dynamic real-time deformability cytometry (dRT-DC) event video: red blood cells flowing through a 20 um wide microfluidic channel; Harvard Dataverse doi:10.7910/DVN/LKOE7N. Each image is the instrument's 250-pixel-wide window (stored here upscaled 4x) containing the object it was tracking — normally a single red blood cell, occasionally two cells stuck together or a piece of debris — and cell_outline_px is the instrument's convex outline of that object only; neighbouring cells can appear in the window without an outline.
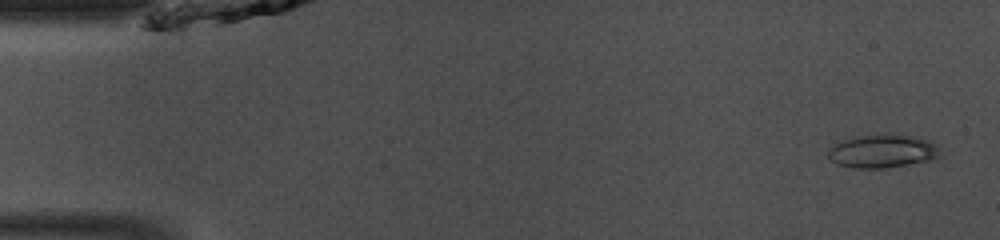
{"species": "common noctule bat (a hibernating species)", "species_latin": "Nyctalus noctula", "temperature_condition": "room temperature", "stored_images_in_passage": 47, "camera_frame_rate_fps": 3000, "um_per_image_px": 0.085, "animal": {"sex": "male", "body_mass_g": 13.0, "forearm_length_mm": 53.1}, "frame": {"image": 1, "passage_image": 2, "time_ms": 0.333, "image_size_px": [1000, 240], "cell_outline_px": [[940, 156], [928, 160], [888, 168], [852, 168], [836, 164], [828, 156], [828, 148], [844, 140], [856, 136], [884, 132], [908, 136], [928, 140], [936, 144]], "centroid_in_image_um": [74.97, 12.84], "position_along_channel_um": 10.0, "area_um2": 21.79}}
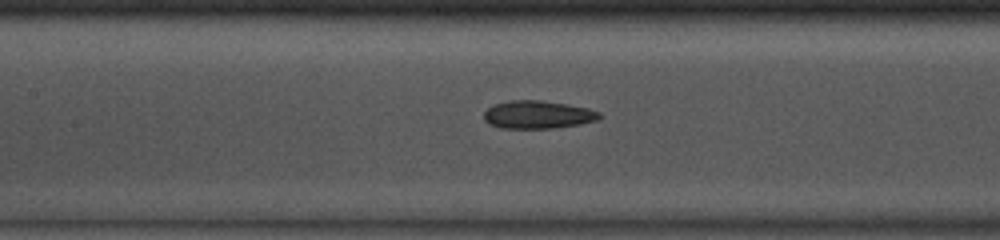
{"frame": {"image": 2, "passage_image": 21, "time_ms": 6.667, "image_size_px": [1000, 240], "cell_outline_px": [[600, 116], [596, 120], [556, 128], [500, 128], [488, 124], [484, 120], [484, 112], [488, 108], [496, 104], [508, 100], [540, 100], [568, 104], [588, 108], [600, 112]], "centroid_in_image_um": [45.67, 9.74], "position_along_channel_um": 161.7, "area_um2": 18.73}}
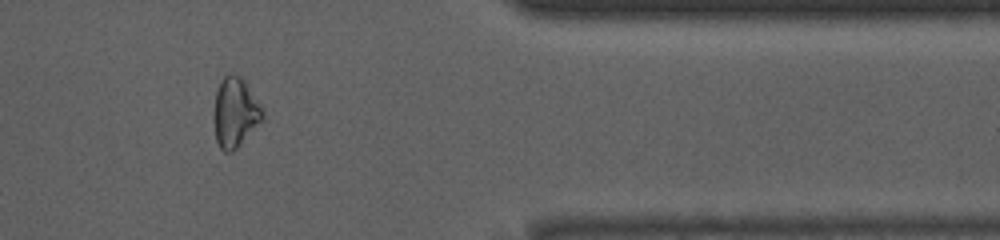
{"frame": {"image": 3, "passage_image": 39, "time_ms": 12.667, "image_size_px": [1000, 240], "cell_outline_px": [[264, 120], [232, 152], [224, 152], [220, 148], [216, 140], [216, 92], [224, 76], [228, 72], [240, 76], [244, 80], [260, 104], [264, 112]], "centroid_in_image_um": [20.04, 9.56], "position_along_channel_um": 391.4, "area_um2": 19.31}, "authors_computed_cell_mechanics": {"area_um2": 19.8832, "velocity_mm_per_s": 4.1667, "shape_relaxation_time_tau1_ms": null, "shape_relaxation_time_tau2_ms": 5.4981, "deformation_change_tau1": null, "deformation_change_tau2": 0.1249}}